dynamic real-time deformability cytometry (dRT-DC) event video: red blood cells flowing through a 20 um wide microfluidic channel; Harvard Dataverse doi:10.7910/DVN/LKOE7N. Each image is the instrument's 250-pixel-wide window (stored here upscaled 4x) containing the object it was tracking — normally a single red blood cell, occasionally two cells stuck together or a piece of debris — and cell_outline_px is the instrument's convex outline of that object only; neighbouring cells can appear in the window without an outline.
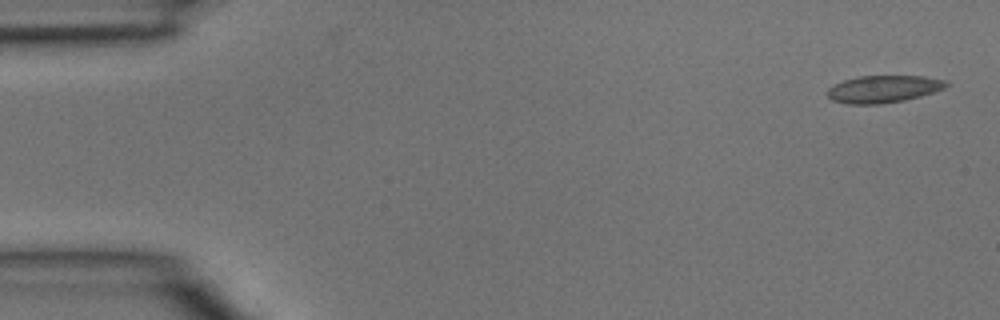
{"species": "common noctule bat (a hibernating species)", "species_latin": "Nyctalus noctula", "temperature_condition": "room temperature", "stored_images_in_passage": 4, "camera_frame_rate_fps": 3000, "um_per_image_px": 0.085, "animal": {"sex": "male", "body_mass_g": 15.6}, "frame": {"image": 1, "passage_image": 1, "time_ms": 0.0, "image_size_px": [1000, 320], "cell_outline_px": [[948, 84], [944, 88], [920, 96], [904, 100], [880, 104], [848, 104], [832, 100], [828, 96], [828, 88], [844, 80], [860, 76], [924, 76], [948, 80]], "centroid_in_image_um": [75.11, 7.56], "position_along_channel_um": 9.9, "area_um2": 18.73}}
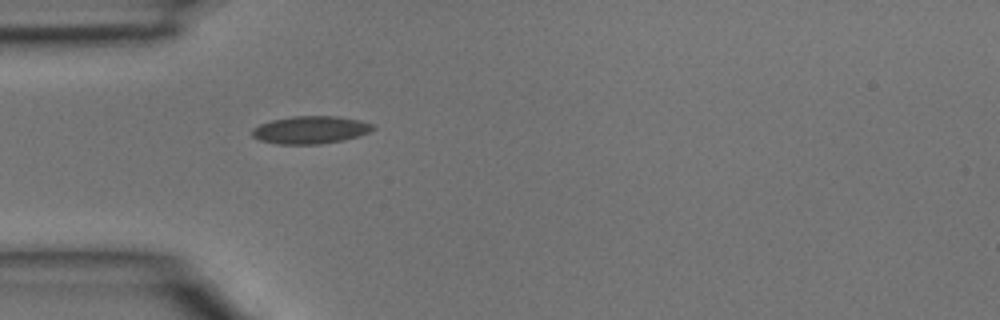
{"frame": {"image": 2, "passage_image": 4, "time_ms": 1.0, "image_size_px": [1000, 320], "cell_outline_px": [[376, 128], [368, 132], [344, 140], [320, 144], [280, 144], [260, 140], [252, 136], [252, 128], [260, 124], [272, 120], [292, 116], [336, 116], [360, 120], [372, 124]], "centroid_in_image_um": [26.38, 11.03], "position_along_channel_um": 58.6, "area_um2": 19.36}}